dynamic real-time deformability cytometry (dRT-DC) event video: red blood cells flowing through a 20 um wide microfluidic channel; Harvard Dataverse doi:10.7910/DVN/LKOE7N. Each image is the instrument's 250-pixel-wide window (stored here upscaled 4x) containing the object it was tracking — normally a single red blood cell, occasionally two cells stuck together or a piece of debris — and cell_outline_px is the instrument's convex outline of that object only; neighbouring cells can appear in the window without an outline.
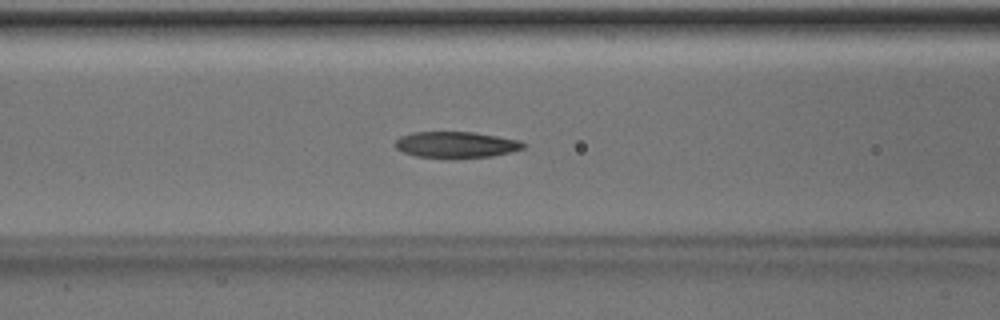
{"species": "Egyptian fruit bat (a non-hibernating species)", "species_latin": "Rousettus aegyptiacus", "temperature_condition": "room temperature", "stored_images_in_passage": 43, "camera_frame_rate_fps": 3000, "um_per_image_px": 0.085, "animal": {"sex": "male"}, "frame": {"image": 1, "passage_image": 17, "time_ms": 5.333, "image_size_px": [1000, 320], "cell_outline_px": [[528, 144], [524, 148], [512, 152], [492, 156], [416, 156], [404, 152], [396, 148], [396, 140], [400, 136], [412, 132], [472, 132], [520, 140]], "centroid_in_image_um": [38.81, 12.27], "position_along_channel_um": 127.8, "area_um2": 18.96}}
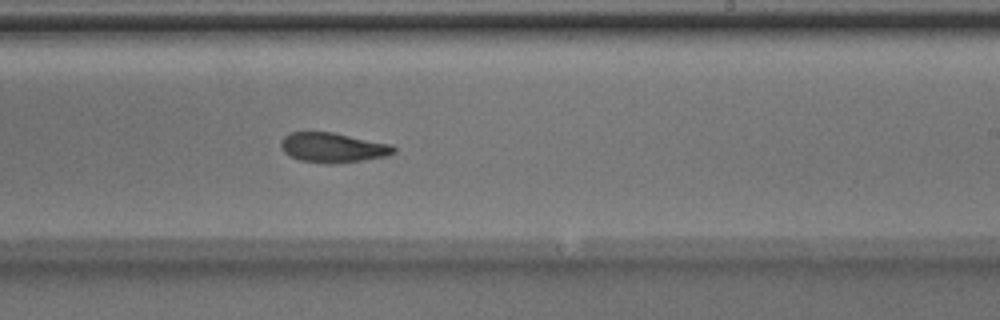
{"frame": {"image": 2, "passage_image": 27, "time_ms": 8.667, "image_size_px": [1000, 320], "cell_outline_px": [[396, 152], [388, 156], [364, 160], [332, 164], [324, 164], [300, 160], [288, 156], [284, 152], [280, 144], [284, 136], [292, 132], [332, 132], [392, 144], [396, 148]], "centroid_in_image_um": [28.31, 12.55], "position_along_channel_um": 260.7, "area_um2": 19.77}}
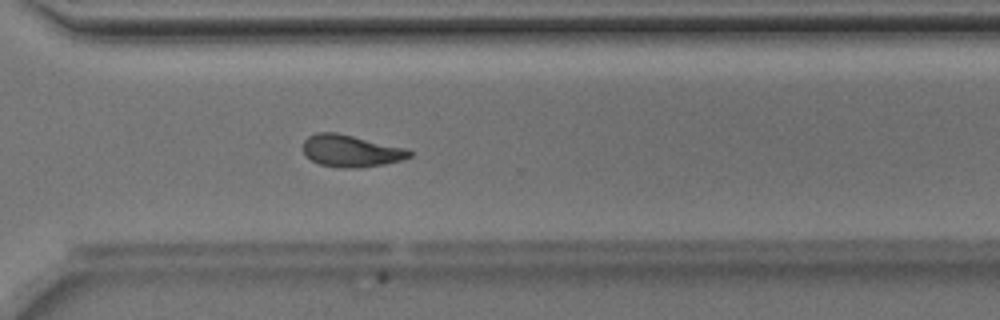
{"frame": {"image": 3, "passage_image": 33, "time_ms": 10.667, "image_size_px": [1000, 320], "cell_outline_px": [[412, 156], [404, 160], [384, 164], [360, 168], [340, 168], [320, 164], [312, 160], [304, 152], [304, 140], [308, 136], [316, 132], [336, 132], [408, 148], [412, 152]], "centroid_in_image_um": [29.88, 12.82], "position_along_channel_um": 340.7, "area_um2": 20.0}, "authors_computed_cell_mechanics": {"area_um2": 19.941, "velocity_mm_per_s": 4.003, "shape_relaxation_time_tau1_ms": 4.5254, "shape_relaxation_time_tau2_ms": 5.3005, "deformation_change_tau1": 0.1702, "deformation_change_tau2": 0.1368}}